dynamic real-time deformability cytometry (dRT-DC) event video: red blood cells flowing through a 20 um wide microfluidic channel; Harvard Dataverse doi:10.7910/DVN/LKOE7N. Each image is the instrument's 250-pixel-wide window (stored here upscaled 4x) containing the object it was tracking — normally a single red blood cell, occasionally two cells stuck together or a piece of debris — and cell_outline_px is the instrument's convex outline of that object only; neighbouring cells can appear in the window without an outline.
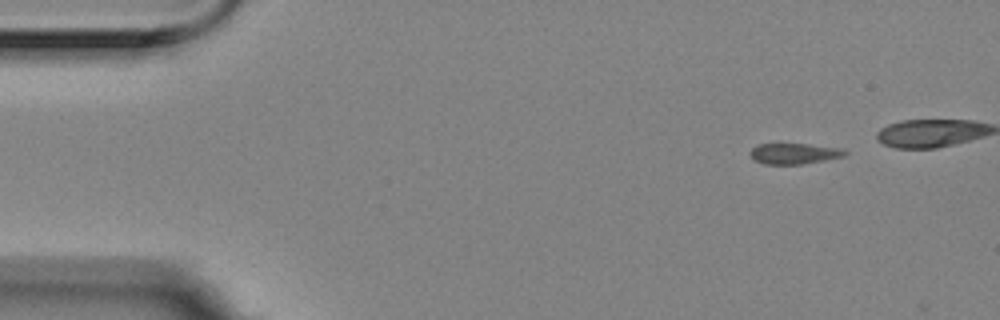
{"species": "Egyptian fruit bat (a non-hibernating species)", "species_latin": "Rousettus aegyptiacus", "temperature_condition": "room temperature", "stored_images_in_passage": 3, "segment_of_instrument_passage": [2, 2], "camera_frame_rate_fps": 3000, "um_per_image_px": 0.085, "animal": {"sex": "female"}, "frame": {"image": 1, "passage_image": 3, "time_ms": 0.667, "image_size_px": [1000, 320], "cell_outline_px": [[848, 152], [844, 156], [824, 160], [800, 164], [764, 164], [752, 160], [748, 152], [756, 144], [808, 144], [844, 148]], "centroid_in_image_um": [67.47, 13.05], "position_along_channel_um": 17.5, "area_um2": 11.62}}